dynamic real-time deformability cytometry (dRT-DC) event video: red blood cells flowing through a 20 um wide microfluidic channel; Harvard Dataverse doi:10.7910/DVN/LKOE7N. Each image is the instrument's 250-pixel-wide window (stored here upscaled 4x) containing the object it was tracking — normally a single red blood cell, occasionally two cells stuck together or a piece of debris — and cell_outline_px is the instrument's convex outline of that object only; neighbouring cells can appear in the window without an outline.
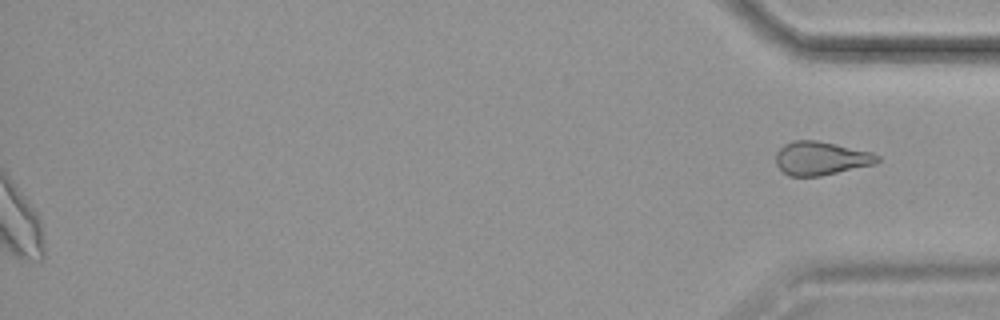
{"species": "common noctule bat (a hibernating species)", "species_latin": "Nyctalus noctula", "temperature_condition": "cold", "stored_images_in_passage": 49, "segment_of_instrument_passage": [2, 2], "camera_frame_rate_fps": 3000, "um_per_image_px": 0.085, "animal": {"sex": "female", "body_mass_g": 19.9}, "frame": {"image": 1, "passage_image": 49, "time_ms": 16.0, "image_size_px": [1000, 320], "cell_outline_px": [[880, 160], [876, 164], [820, 176], [788, 176], [776, 164], [776, 152], [784, 144], [792, 140], [816, 140], [836, 144], [872, 152], [880, 156]], "centroid_in_image_um": [69.79, 13.45], "position_along_channel_um": 365.4, "area_um2": 19.94}}